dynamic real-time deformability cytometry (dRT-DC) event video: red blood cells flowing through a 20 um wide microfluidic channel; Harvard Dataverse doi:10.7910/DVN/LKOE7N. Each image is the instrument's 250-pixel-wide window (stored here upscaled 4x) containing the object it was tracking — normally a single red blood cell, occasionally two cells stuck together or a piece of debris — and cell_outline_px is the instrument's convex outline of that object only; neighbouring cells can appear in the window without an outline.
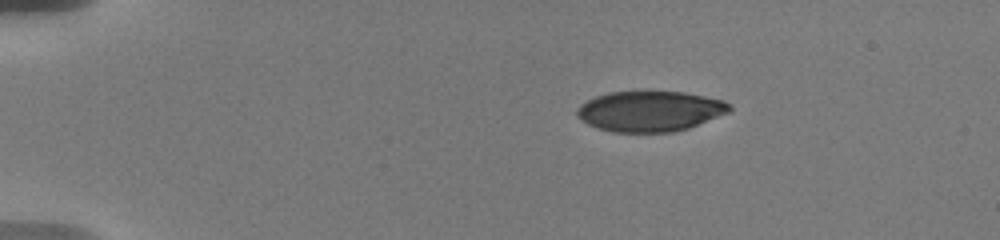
{"species": "human", "species_latin": "Homo sapiens", "temperature_condition": "warm", "stored_images_in_passage": 7, "camera_frame_rate_fps": 3000, "um_per_image_px": 0.085, "donor": {"sex": "male"}, "frame": {"image": 1, "passage_image": 2, "time_ms": 0.667, "image_size_px": [1000, 240], "cell_outline_px": [[732, 108], [728, 112], [688, 128], [672, 132], [612, 132], [596, 128], [588, 124], [576, 116], [576, 108], [580, 104], [596, 96], [608, 92], [684, 92], [724, 100], [732, 104]], "centroid_in_image_um": [55.22, 9.45], "position_along_channel_um": 29.8, "area_um2": 35.89}}
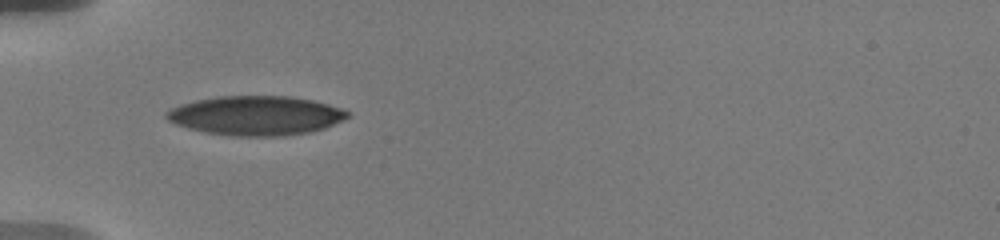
{"frame": {"image": 2, "passage_image": 6, "time_ms": 3.667, "image_size_px": [1000, 240], "cell_outline_px": [[352, 116], [344, 120], [324, 128], [308, 132], [284, 136], [232, 136], [204, 132], [188, 128], [176, 124], [168, 120], [164, 116], [164, 112], [180, 104], [196, 100], [216, 96], [292, 96], [312, 100], [328, 104], [352, 112]], "centroid_in_image_um": [21.76, 9.82], "position_along_channel_um": 63.2, "area_um2": 41.79}}